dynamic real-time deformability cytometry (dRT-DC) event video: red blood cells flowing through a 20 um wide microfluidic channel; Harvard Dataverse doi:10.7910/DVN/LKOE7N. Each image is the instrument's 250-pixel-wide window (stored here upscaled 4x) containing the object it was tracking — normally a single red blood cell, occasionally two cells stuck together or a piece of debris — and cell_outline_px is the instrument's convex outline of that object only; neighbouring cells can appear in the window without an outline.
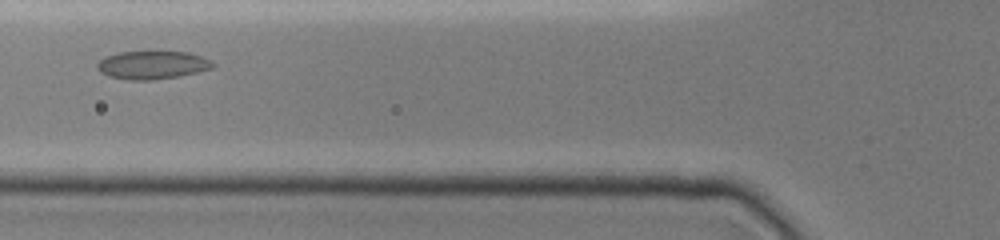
{"species": "common noctule bat (a hibernating species)", "species_latin": "Nyctalus noctula", "temperature_condition": "cold", "stored_images_in_passage": 7, "camera_frame_rate_fps": 3000, "um_per_image_px": 0.085, "animal": {"sex": "female", "body_mass_g": 19.0, "forearm_length_mm": 51.5}, "frame": {"image": 1, "passage_image": 6, "time_ms": 1.0, "image_size_px": [1000, 240], "cell_outline_px": [[216, 64], [212, 68], [180, 76], [152, 80], [128, 80], [108, 76], [100, 72], [96, 68], [96, 64], [100, 60], [108, 56], [120, 52], [188, 52], [212, 60]], "centroid_in_image_um": [12.95, 5.53], "position_along_channel_um": 112.8, "area_um2": 18.9}}